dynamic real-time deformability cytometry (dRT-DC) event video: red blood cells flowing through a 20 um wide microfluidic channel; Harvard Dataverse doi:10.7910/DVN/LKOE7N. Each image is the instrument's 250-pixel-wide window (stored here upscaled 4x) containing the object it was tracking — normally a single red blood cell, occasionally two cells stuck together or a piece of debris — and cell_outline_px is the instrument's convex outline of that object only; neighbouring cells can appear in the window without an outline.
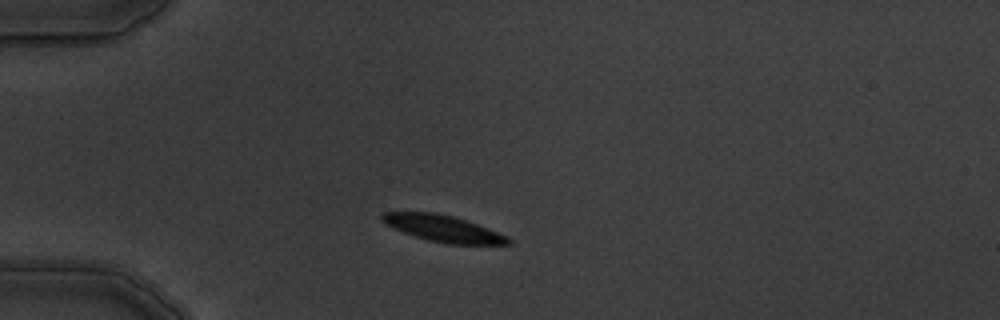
{"species": "common noctule bat (a hibernating species)", "species_latin": "Nyctalus noctula", "temperature_condition": "warm", "stored_images_in_passage": 8, "camera_frame_rate_fps": 3000, "um_per_image_px": 0.085, "animal": {"sex": "male", "body_mass_g": 19.5, "forearm_length_mm": 54.6}, "frame": {"image": 1, "passage_image": 1, "time_ms": 0.0, "image_size_px": [1000, 320], "cell_outline_px": [[512, 244], [444, 244], [428, 240], [404, 232], [384, 224], [380, 220], [380, 216], [384, 212], [436, 212], [452, 216], [488, 228], [508, 236], [512, 240]], "centroid_in_image_um": [37.65, 19.42], "position_along_channel_um": 47.3, "area_um2": 19.42}}
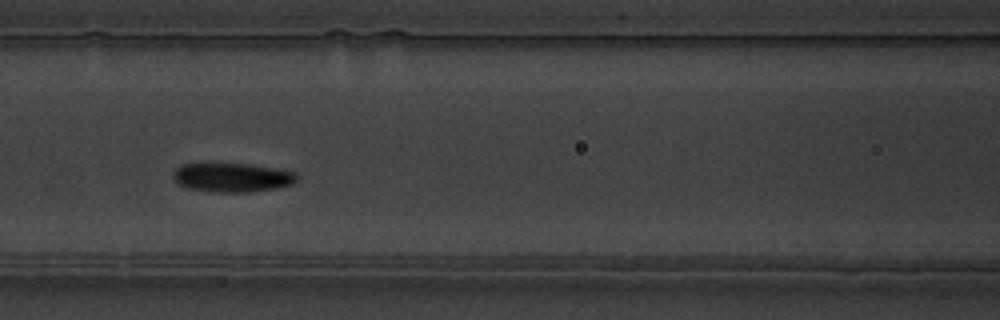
{"frame": {"image": 2, "passage_image": 4, "time_ms": 3.333, "image_size_px": [1000, 320], "cell_outline_px": [[296, 180], [292, 184], [276, 188], [248, 192], [208, 192], [188, 188], [180, 184], [172, 176], [172, 172], [180, 164], [208, 160], [212, 160], [248, 164], [296, 172]], "centroid_in_image_um": [19.62, 15.03], "position_along_channel_um": 147.0, "area_um2": 21.79}}
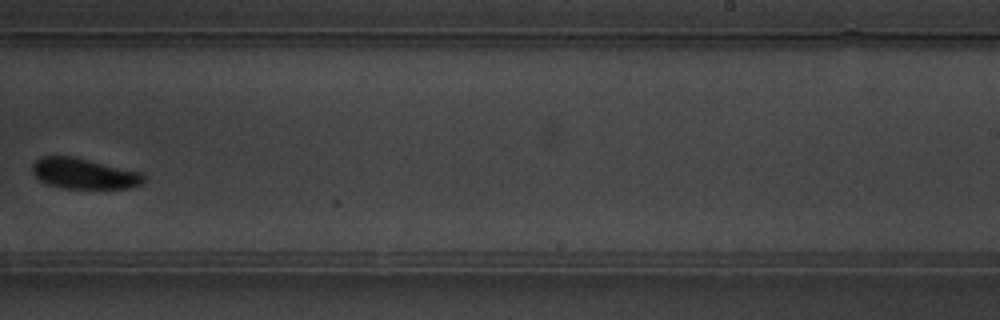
{"frame": {"image": 3, "passage_image": 7, "time_ms": 7.0, "image_size_px": [1000, 320], "cell_outline_px": [[144, 180], [140, 184], [128, 188], [64, 188], [48, 184], [40, 180], [32, 172], [32, 164], [40, 156], [76, 156], [140, 172], [144, 176]], "centroid_in_image_um": [7.11, 14.73], "position_along_channel_um": 281.9, "area_um2": 19.83}}